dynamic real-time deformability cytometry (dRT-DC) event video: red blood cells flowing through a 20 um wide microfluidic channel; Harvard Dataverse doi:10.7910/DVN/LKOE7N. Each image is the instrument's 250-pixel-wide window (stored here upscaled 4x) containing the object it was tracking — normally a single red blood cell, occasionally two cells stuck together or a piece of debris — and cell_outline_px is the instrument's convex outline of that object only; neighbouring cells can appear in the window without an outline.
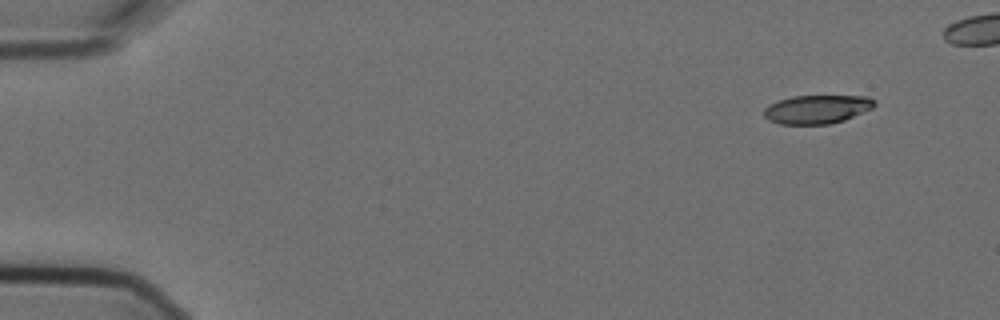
{"species": "Egyptian fruit bat (a non-hibernating species)", "species_latin": "Rousettus aegyptiacus", "temperature_condition": "cold", "stored_images_in_passage": 5, "camera_frame_rate_fps": 3000, "um_per_image_px": 0.085, "animal": {"sex": "female"}, "frame": {"image": 1, "passage_image": 1, "time_ms": 0.0, "image_size_px": [1000, 320], "cell_outline_px": [[876, 104], [872, 108], [844, 120], [828, 124], [780, 124], [768, 120], [764, 116], [764, 108], [768, 104], [776, 100], [792, 96], [868, 96], [876, 100]], "centroid_in_image_um": [69.42, 9.28], "position_along_channel_um": 15.6, "area_um2": 18.55}}